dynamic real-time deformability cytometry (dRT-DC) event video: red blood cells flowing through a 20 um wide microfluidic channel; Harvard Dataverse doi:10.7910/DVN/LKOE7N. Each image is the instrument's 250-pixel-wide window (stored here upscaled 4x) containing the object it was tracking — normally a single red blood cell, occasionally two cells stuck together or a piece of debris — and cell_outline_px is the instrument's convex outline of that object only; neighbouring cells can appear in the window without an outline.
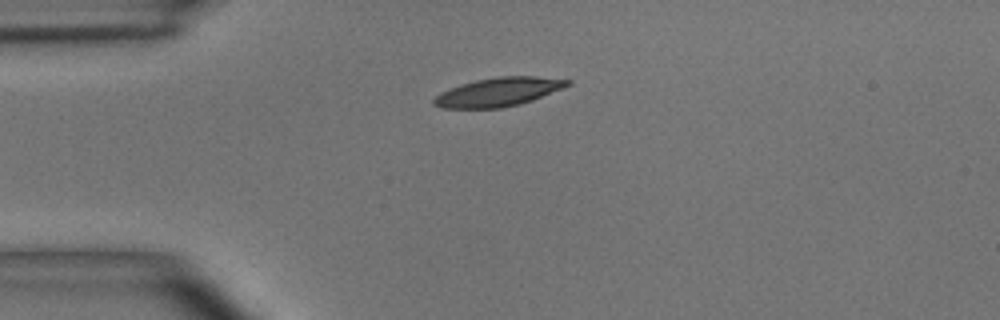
{"species": "common noctule bat (a hibernating species)", "species_latin": "Nyctalus noctula", "temperature_condition": "room temperature", "stored_images_in_passage": 6, "camera_frame_rate_fps": 3000, "um_per_image_px": 0.085, "animal": {"sex": "male", "body_mass_g": 15.6}, "frame": {"image": 1, "passage_image": 1, "time_ms": 0.0, "image_size_px": [1000, 320], "cell_outline_px": [[572, 84], [532, 100], [520, 104], [500, 108], [444, 108], [432, 104], [432, 100], [440, 92], [460, 84], [476, 80], [500, 76], [536, 76], [572, 80]], "centroid_in_image_um": [42.36, 7.81], "position_along_channel_um": 42.6, "area_um2": 22.31}}
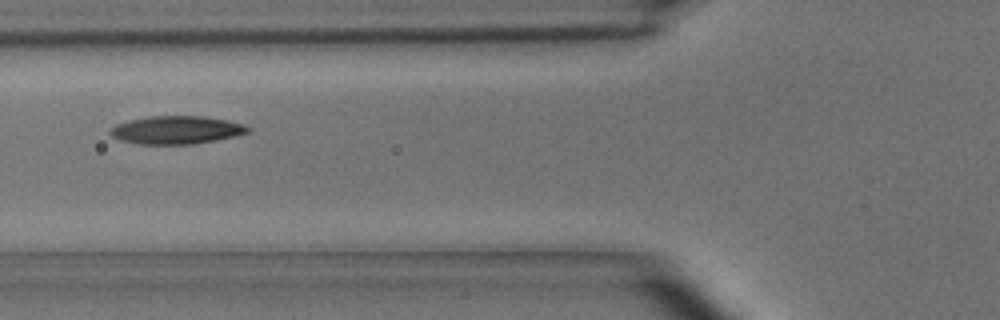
{"frame": {"image": 2, "passage_image": 3, "time_ms": 2.333, "image_size_px": [1000, 320], "cell_outline_px": [[252, 132], [236, 136], [216, 140], [192, 144], [136, 144], [120, 140], [112, 136], [108, 132], [116, 124], [128, 120], [148, 116], [200, 116], [228, 120], [244, 124], [252, 128]], "centroid_in_image_um": [15.03, 11.05], "position_along_channel_um": 110.8, "area_um2": 22.72}}